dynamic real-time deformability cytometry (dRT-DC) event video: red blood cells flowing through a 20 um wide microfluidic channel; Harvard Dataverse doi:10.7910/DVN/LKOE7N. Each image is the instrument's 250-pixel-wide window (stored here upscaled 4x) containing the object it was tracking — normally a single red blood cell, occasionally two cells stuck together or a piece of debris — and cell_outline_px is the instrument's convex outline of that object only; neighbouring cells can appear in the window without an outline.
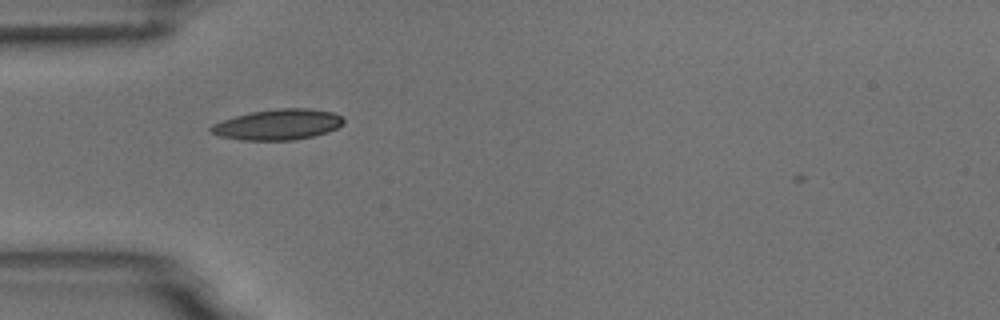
{"species": "common noctule bat (a hibernating species)", "species_latin": "Nyctalus noctula", "temperature_condition": "room temperature", "stored_images_in_passage": 41, "camera_frame_rate_fps": 3000, "um_per_image_px": 0.085, "animal": {"sex": "male", "body_mass_g": 18.8}, "frame": {"image": 1, "passage_image": 3, "time_ms": 0.667, "image_size_px": [1000, 320], "cell_outline_px": [[344, 124], [328, 132], [312, 136], [292, 140], [240, 140], [220, 136], [212, 132], [208, 128], [212, 124], [236, 116], [252, 112], [280, 108], [308, 108], [332, 112], [344, 116]], "centroid_in_image_um": [23.66, 10.58], "position_along_channel_um": 61.3, "area_um2": 23.58}}
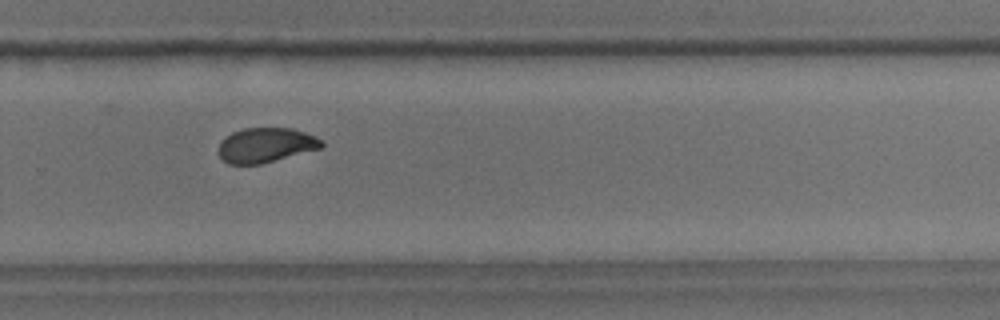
{"frame": {"image": 2, "passage_image": 23, "time_ms": 7.333, "image_size_px": [1000, 320], "cell_outline_px": [[324, 144], [320, 148], [260, 164], [228, 164], [216, 152], [220, 140], [224, 136], [232, 132], [244, 128], [292, 128], [304, 132], [324, 140]], "centroid_in_image_um": [22.54, 12.33], "position_along_channel_um": 307.3, "area_um2": 20.92}}
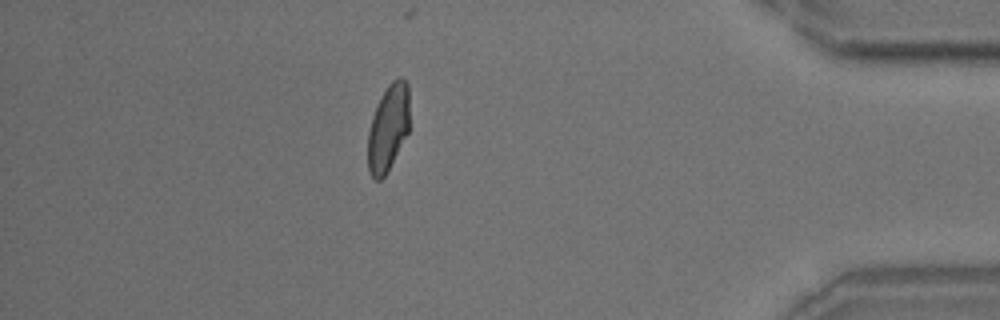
{"frame": {"image": 3, "passage_image": 34, "time_ms": 11.0, "image_size_px": [1000, 320], "cell_outline_px": [[408, 132], [384, 176], [380, 180], [376, 180], [368, 172], [368, 132], [372, 116], [388, 84], [396, 76], [400, 76], [408, 84]], "centroid_in_image_um": [32.98, 10.84], "position_along_channel_um": 402.2, "area_um2": 20.63}, "authors_computed_cell_mechanics": {"area_um2": 21.675, "velocity_mm_per_s": 3.7113, "shape_relaxation_time_tau1_ms": 3.895, "shape_relaxation_time_tau2_ms": 1.187, "deformation_change_tau1": 0.1474, "deformation_change_tau2": 0.0548}}